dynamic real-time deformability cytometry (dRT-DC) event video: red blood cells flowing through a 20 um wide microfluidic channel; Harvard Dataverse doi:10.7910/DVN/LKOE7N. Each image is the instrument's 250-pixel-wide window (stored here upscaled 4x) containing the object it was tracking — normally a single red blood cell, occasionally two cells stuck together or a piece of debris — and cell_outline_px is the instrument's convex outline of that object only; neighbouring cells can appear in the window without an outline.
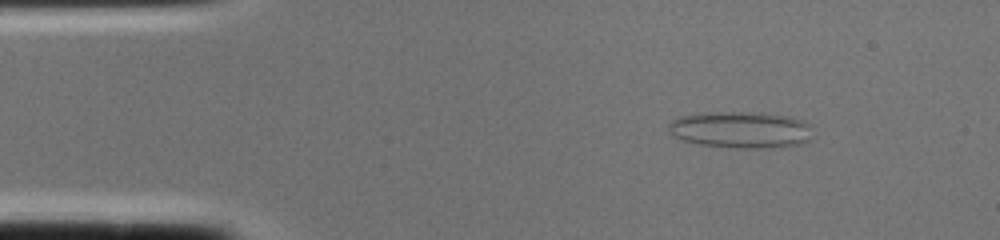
{"species": "common noctule bat (a hibernating species)", "species_latin": "Nyctalus noctula", "temperature_condition": "cold", "stored_images_in_passage": 1, "camera_frame_rate_fps": 3000, "um_per_image_px": 0.085, "animal": {"sex": "female", "body_mass_g": 22.0, "forearm_length_mm": 56.7}, "frame": {"image": 1, "passage_image": 1, "time_ms": 0.0, "image_size_px": [1000, 240], "cell_outline_px": [[812, 124], [808, 140], [800, 144], [772, 148], [736, 148], [700, 144], [680, 140], [668, 132], [668, 124], [672, 120], [680, 116], [708, 112], [760, 112], [788, 116], [804, 120]], "centroid_in_image_um": [62.96, 11.02], "position_along_channel_um": 22.0, "area_um2": 31.1}}